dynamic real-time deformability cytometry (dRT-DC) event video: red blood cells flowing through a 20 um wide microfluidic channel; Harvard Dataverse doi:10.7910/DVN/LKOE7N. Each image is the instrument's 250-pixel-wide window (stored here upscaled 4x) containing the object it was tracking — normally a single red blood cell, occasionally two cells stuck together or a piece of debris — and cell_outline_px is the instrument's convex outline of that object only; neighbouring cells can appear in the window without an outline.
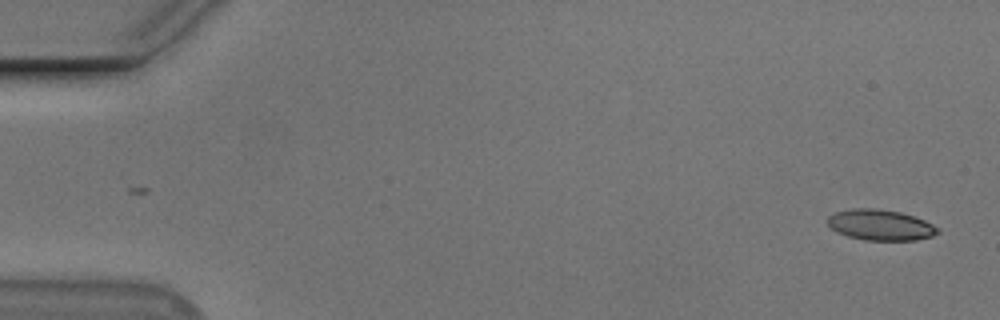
{"species": "Egyptian fruit bat (a non-hibernating species)", "species_latin": "Rousettus aegyptiacus", "temperature_condition": "cold", "stored_images_in_passage": 18, "camera_frame_rate_fps": 3000, "um_per_image_px": 0.085, "animal": {"sex": "male"}, "frame": {"image": 1, "passage_image": 1, "time_ms": 0.0, "image_size_px": [1000, 320], "cell_outline_px": [[940, 232], [932, 236], [916, 240], [864, 240], [848, 236], [836, 232], [828, 224], [828, 216], [836, 212], [852, 208], [876, 208], [900, 212], [924, 220], [940, 228]], "centroid_in_image_um": [74.84, 19.12], "position_along_channel_um": 10.2, "area_um2": 19.71}}
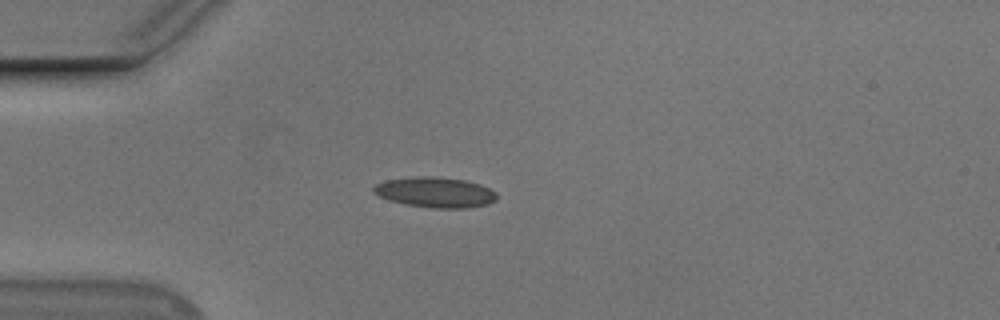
{"frame": {"image": 2, "passage_image": 14, "time_ms": 4.333, "image_size_px": [1000, 320], "cell_outline_px": [[496, 200], [488, 204], [468, 208], [432, 208], [408, 204], [388, 200], [372, 192], [372, 188], [376, 184], [388, 180], [412, 176], [436, 176], [464, 180], [480, 184], [496, 192]], "centroid_in_image_um": [37.0, 16.34], "position_along_channel_um": 48.0, "area_um2": 21.79}}